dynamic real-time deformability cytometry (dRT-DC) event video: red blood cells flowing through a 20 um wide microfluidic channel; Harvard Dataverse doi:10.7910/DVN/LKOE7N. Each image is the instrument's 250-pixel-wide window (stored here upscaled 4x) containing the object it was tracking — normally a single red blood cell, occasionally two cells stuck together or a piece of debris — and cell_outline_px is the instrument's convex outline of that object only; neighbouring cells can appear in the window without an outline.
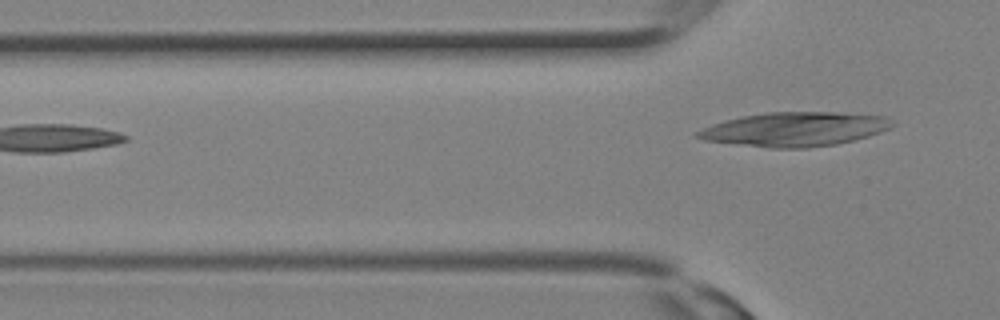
{"species": "Egyptian fruit bat (a non-hibernating species)", "species_latin": "Rousettus aegyptiacus", "temperature_condition": "room temperature", "stored_images_in_passage": 9, "segment_of_instrument_passage": [2, 2], "camera_frame_rate_fps": 3000, "um_per_image_px": 0.085, "animal": {"sex": "female"}, "frame": {"image": 1, "passage_image": 9, "time_ms": 2.667, "image_size_px": [1000, 320], "cell_outline_px": [[896, 124], [880, 132], [868, 136], [836, 144], [808, 148], [772, 148], [704, 140], [692, 136], [696, 132], [712, 124], [724, 120], [744, 116], [768, 112], [836, 112], [884, 116]], "centroid_in_image_um": [67.54, 10.98], "position_along_channel_um": 58.3, "area_um2": 38.49}}